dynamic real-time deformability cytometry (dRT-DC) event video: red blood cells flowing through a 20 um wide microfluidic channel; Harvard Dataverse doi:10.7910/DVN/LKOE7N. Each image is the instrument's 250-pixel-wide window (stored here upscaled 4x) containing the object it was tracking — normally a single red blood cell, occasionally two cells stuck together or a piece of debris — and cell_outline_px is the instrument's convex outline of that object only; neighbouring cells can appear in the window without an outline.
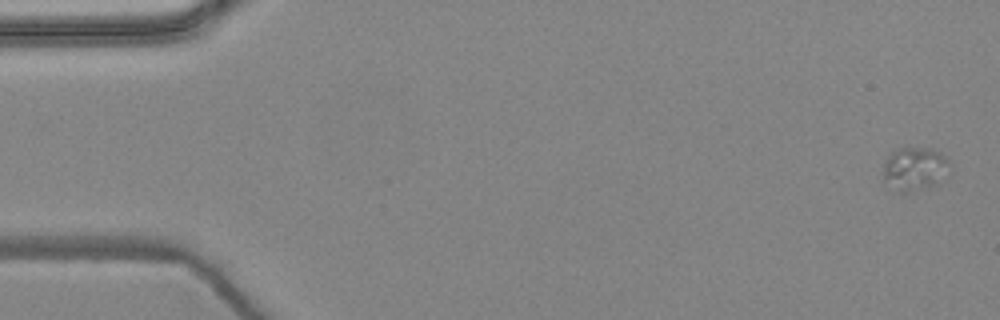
{"species": "common noctule bat (a hibernating species)", "species_latin": "Nyctalus noctula", "temperature_condition": "warm", "stored_images_in_passage": 4, "camera_frame_rate_fps": 3000, "um_per_image_px": 0.085, "animal": {"sex": "female", "body_mass_g": 24.6, "forearm_length_mm": 56.2}, "frame": {"image": 1, "passage_image": 4, "time_ms": 1.0, "image_size_px": [1000, 320], "cell_outline_px": [[948, 160], [936, 184], [904, 192], [896, 192], [884, 180], [884, 164], [892, 148], [932, 148], [940, 152]], "centroid_in_image_um": [77.63, 14.3], "position_along_channel_um": 7.4, "area_um2": 16.13}}